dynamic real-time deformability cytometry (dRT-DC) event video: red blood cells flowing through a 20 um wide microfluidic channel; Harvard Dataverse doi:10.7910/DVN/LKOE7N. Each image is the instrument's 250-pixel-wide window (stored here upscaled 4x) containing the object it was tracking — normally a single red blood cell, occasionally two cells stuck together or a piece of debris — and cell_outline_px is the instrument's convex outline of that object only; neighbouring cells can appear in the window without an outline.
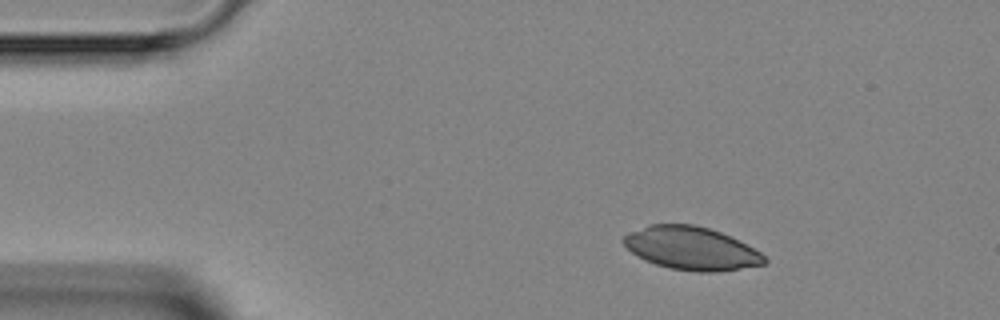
{"species": "Egyptian fruit bat (a non-hibernating species)", "species_latin": "Rousettus aegyptiacus", "temperature_condition": "room temperature", "stored_images_in_passage": 5, "camera_frame_rate_fps": 3000, "um_per_image_px": 0.085, "animal": {"sex": "female"}, "frame": {"image": 1, "passage_image": 1, "time_ms": 0.0, "image_size_px": [1000, 320], "cell_outline_px": [[768, 260], [764, 264], [716, 272], [696, 272], [668, 268], [644, 260], [632, 252], [620, 240], [628, 232], [648, 224], [692, 224], [708, 228], [720, 232], [760, 252]], "centroid_in_image_um": [58.7, 21.11], "position_along_channel_um": 26.3, "area_um2": 35.14}}